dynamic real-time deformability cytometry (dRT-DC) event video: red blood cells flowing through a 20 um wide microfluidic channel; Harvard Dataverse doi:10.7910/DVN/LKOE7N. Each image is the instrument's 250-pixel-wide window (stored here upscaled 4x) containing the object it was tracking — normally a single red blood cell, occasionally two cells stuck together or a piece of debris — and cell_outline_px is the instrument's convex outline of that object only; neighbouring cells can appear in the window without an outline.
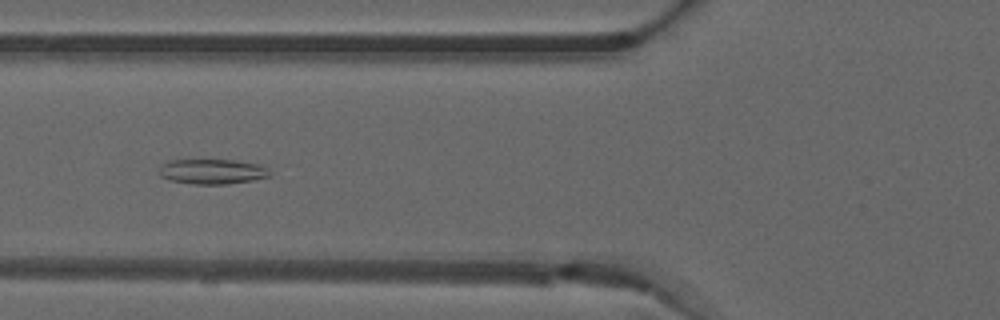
{"species": "common noctule bat (a hibernating species)", "species_latin": "Nyctalus noctula", "temperature_condition": "warm", "stored_images_in_passage": 50, "camera_frame_rate_fps": 3000, "um_per_image_px": 0.085, "animal": {"sex": "male", "forearm_length_mm": 52.5}, "frame": {"image": 1, "passage_image": 19, "time_ms": 6.0, "image_size_px": [1000, 320], "cell_outline_px": [[272, 176], [252, 180], [224, 184], [192, 184], [168, 180], [160, 176], [160, 168], [168, 160], [236, 160], [260, 164], [272, 172]], "centroid_in_image_um": [18.07, 14.58], "position_along_channel_um": 107.7, "area_um2": 16.18}}
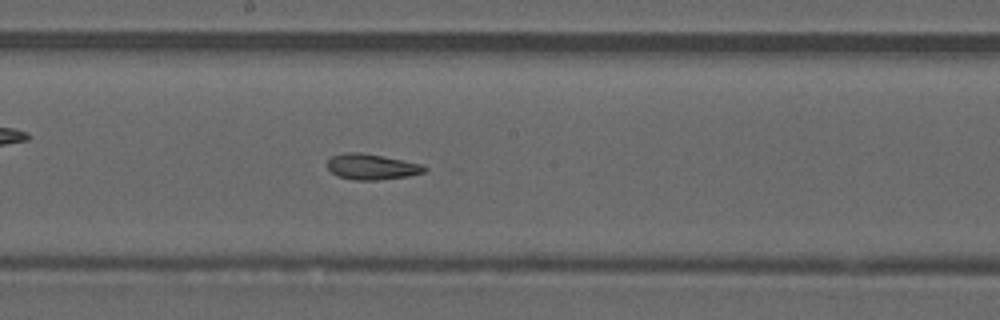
{"frame": {"image": 2, "passage_image": 27, "time_ms": 8.667, "image_size_px": [1000, 320], "cell_outline_px": [[428, 168], [424, 172], [408, 176], [376, 180], [356, 180], [336, 176], [328, 168], [328, 160], [332, 156], [344, 152], [360, 152], [424, 164]], "centroid_in_image_um": [31.6, 14.17], "position_along_channel_um": 216.6, "area_um2": 14.51}}
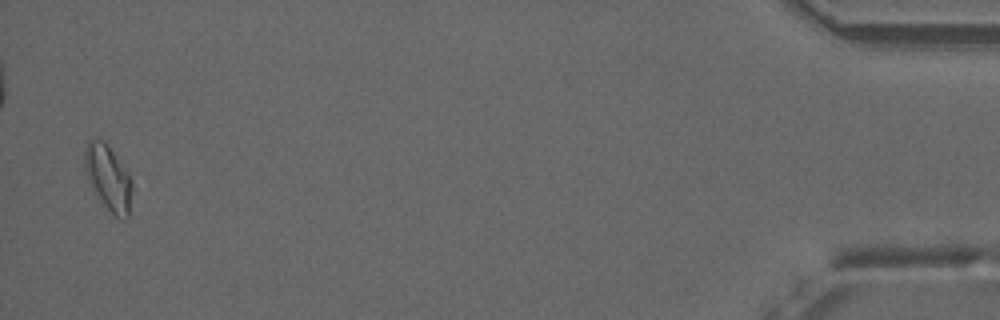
{"frame": {"image": 3, "passage_image": 49, "time_ms": 16.0, "image_size_px": [1000, 320], "cell_outline_px": [[132, 188], [128, 216], [124, 220], [116, 216], [104, 204], [92, 184], [84, 168], [84, 148], [92, 140], [104, 140], [128, 172], [132, 180]], "centroid_in_image_um": [9.23, 15.09], "position_along_channel_um": 426.0, "area_um2": 17.34}, "authors_computed_cell_mechanics": {"area_um2": 15.2592, "velocity_mm_per_s": 4.0754, "shape_relaxation_time_tau1_ms": null, "shape_relaxation_time_tau2_ms": 2.4139, "deformation_change_tau1": null, "deformation_change_tau2": 0.0834}}